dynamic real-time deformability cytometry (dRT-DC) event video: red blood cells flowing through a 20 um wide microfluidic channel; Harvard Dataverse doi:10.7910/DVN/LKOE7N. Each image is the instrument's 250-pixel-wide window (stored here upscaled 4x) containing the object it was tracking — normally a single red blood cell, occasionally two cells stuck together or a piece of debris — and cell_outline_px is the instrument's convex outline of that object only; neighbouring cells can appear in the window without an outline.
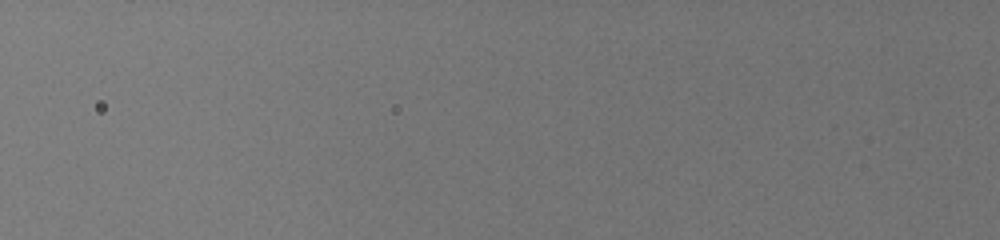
{"species": "common noctule bat (a hibernating species)", "species_latin": "Nyctalus noctula", "temperature_condition": "warm", "stored_images_in_passage": 2, "segment_of_instrument_passage": [2, 2], "camera_frame_rate_fps": 3000, "um_per_image_px": 0.085, "animal": {"sex": "female", "body_mass_g": 19.5, "forearm_length_mm": 54.1}, "frame": {"image": 1, "passage_image": 2, "time_ms": 0.333, "image_size_px": [1000, 240], "cell_outline_px": [[812, 60], [796, 80], [740, 132], [720, 148], [704, 148], [704, 144], [776, 64], [812, 56]], "centroid_in_image_um": [64.48, 8.52], "position_along_channel_um": 61.3, "area_um2": 18.61}}